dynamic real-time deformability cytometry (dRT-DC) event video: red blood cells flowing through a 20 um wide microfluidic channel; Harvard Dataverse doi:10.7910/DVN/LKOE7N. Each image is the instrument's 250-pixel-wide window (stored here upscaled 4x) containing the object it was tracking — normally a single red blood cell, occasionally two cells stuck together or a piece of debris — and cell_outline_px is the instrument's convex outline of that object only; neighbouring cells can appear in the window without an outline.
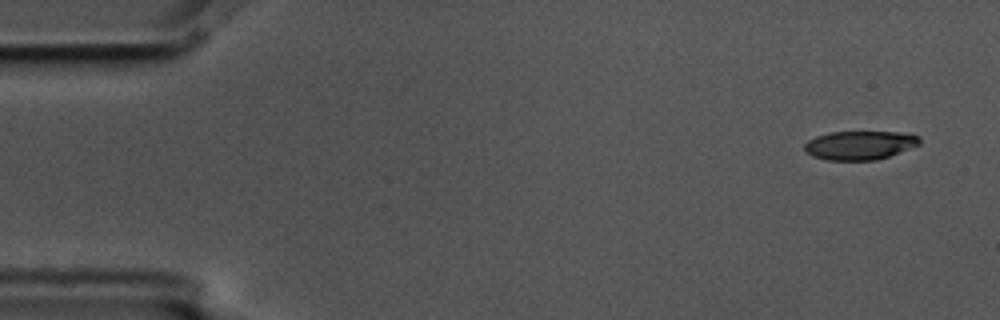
{"species": "common noctule bat (a hibernating species)", "species_latin": "Nyctalus noctula", "temperature_condition": "cold", "stored_images_in_passage": 5, "camera_frame_rate_fps": 3000, "um_per_image_px": 0.085, "animal": {"sex": "male", "body_mass_g": 17.5, "forearm_length_mm": 52.3}, "frame": {"image": 1, "passage_image": 1, "time_ms": 0.0, "image_size_px": [1000, 320], "cell_outline_px": [[920, 144], [888, 156], [876, 160], [824, 160], [812, 156], [804, 148], [804, 144], [808, 140], [816, 136], [828, 132], [900, 132], [920, 136]], "centroid_in_image_um": [73.05, 12.34], "position_along_channel_um": 11.9, "area_um2": 19.25}}
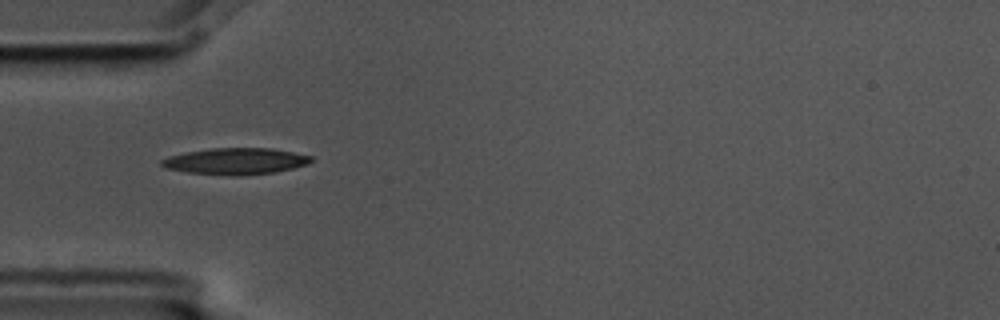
{"frame": {"image": 2, "passage_image": 5, "time_ms": 1.333, "image_size_px": [1000, 320], "cell_outline_px": [[312, 160], [308, 164], [276, 172], [188, 172], [168, 168], [160, 164], [160, 160], [168, 156], [188, 152], [212, 148], [272, 148], [312, 156]], "centroid_in_image_um": [20.06, 13.64], "position_along_channel_um": 64.9, "area_um2": 21.56}}